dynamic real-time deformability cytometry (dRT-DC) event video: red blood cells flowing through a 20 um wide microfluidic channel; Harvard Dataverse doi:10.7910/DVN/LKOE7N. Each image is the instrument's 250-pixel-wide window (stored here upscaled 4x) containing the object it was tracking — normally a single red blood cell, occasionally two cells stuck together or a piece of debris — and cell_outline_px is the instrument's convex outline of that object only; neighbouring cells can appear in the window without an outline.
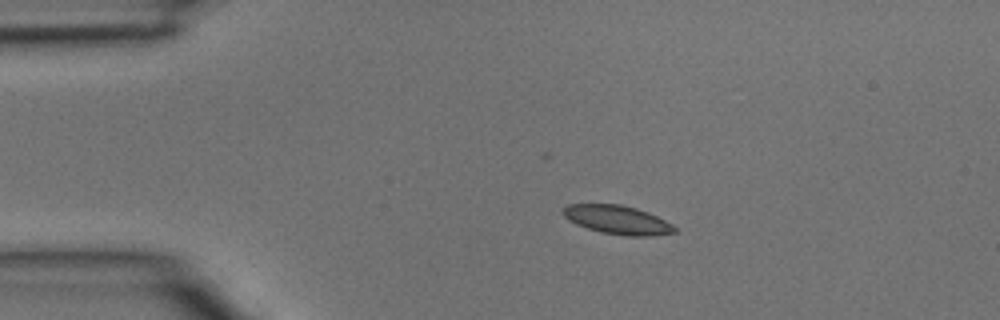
{"species": "common noctule bat (a hibernating species)", "species_latin": "Nyctalus noctula", "temperature_condition": "room temperature", "stored_images_in_passage": 1, "camera_frame_rate_fps": 3000, "um_per_image_px": 0.085, "animal": {"sex": "male", "body_mass_g": 15.6}, "frame": {"image": 1, "passage_image": 1, "time_ms": 0.0, "image_size_px": [1000, 320], "cell_outline_px": [[676, 232], [652, 236], [624, 236], [600, 232], [576, 224], [568, 220], [564, 216], [564, 208], [568, 204], [620, 204], [636, 208], [648, 212], [672, 224], [676, 228]], "centroid_in_image_um": [52.49, 18.69], "position_along_channel_um": 32.5, "area_um2": 18.61}}